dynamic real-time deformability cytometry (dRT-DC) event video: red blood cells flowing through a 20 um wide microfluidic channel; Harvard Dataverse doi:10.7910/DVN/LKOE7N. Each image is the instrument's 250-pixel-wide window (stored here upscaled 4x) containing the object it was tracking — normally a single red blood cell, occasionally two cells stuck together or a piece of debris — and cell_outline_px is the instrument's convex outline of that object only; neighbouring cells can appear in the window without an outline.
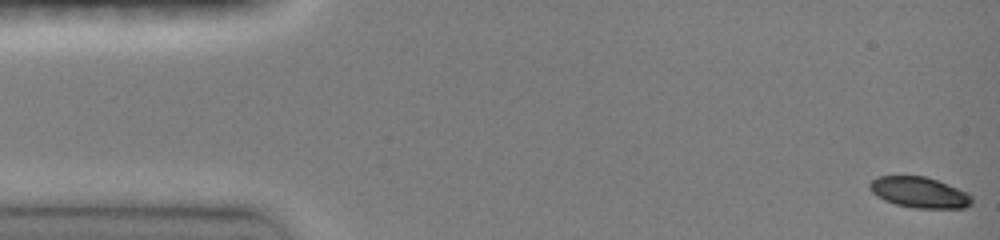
{"species": "common noctule bat (a hibernating species)", "species_latin": "Nyctalus noctula", "temperature_condition": "room temperature", "stored_images_in_passage": 30, "camera_frame_rate_fps": 3000, "um_per_image_px": 0.085, "animal": {"sex": "female", "body_mass_g": 19.0, "forearm_length_mm": 51.5}, "frame": {"image": 1, "passage_image": 1, "time_ms": 0.0, "image_size_px": [1000, 240], "cell_outline_px": [[972, 204], [964, 208], [912, 208], [896, 204], [884, 200], [876, 196], [868, 188], [868, 184], [876, 176], [924, 176], [948, 184], [968, 192], [972, 196]], "centroid_in_image_um": [78.14, 16.35], "position_along_channel_um": 6.9, "area_um2": 18.5}}